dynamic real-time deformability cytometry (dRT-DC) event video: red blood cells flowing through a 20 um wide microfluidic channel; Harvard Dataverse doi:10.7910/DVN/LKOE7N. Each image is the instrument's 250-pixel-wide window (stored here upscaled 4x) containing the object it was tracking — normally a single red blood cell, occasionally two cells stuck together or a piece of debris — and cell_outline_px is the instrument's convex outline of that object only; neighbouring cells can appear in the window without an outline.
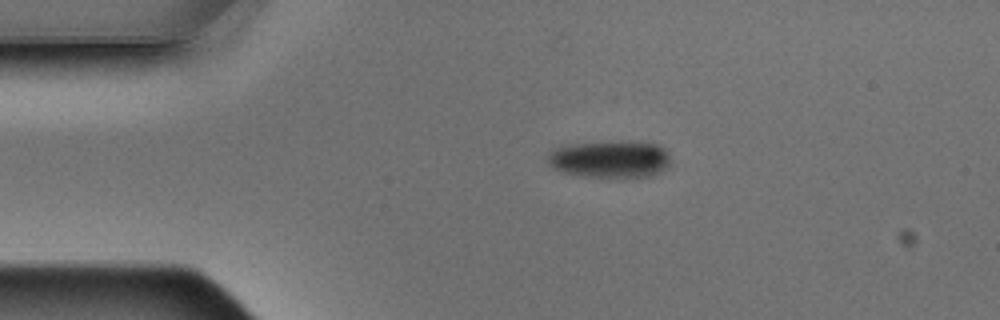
{"species": "Egyptian fruit bat (a non-hibernating species)", "species_latin": "Rousettus aegyptiacus", "temperature_condition": "warm", "stored_images_in_passage": 3, "camera_frame_rate_fps": 3000, "um_per_image_px": 0.085, "animal": {"sex": "male"}, "frame": {"image": 1, "passage_image": 1, "time_ms": 0.0, "image_size_px": [1000, 320], "cell_outline_px": [[668, 168], [652, 176], [584, 176], [564, 172], [548, 164], [548, 152], [564, 144], [620, 140], [640, 140], [660, 144], [668, 152]], "centroid_in_image_um": [51.89, 13.47], "position_along_channel_um": 33.1, "area_um2": 27.05}}
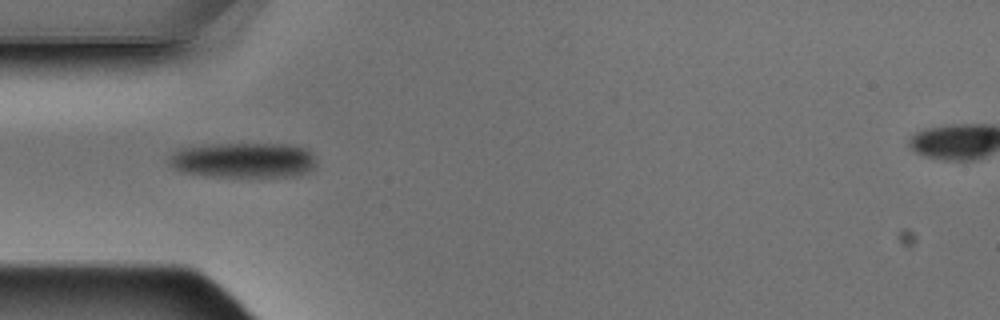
{"frame": {"image": 2, "passage_image": 2, "time_ms": 0.333, "image_size_px": [1000, 320], "cell_outline_px": [[316, 164], [312, 168], [304, 172], [292, 176], [204, 176], [180, 172], [172, 168], [168, 164], [168, 156], [172, 152], [180, 148], [204, 144], [292, 144], [308, 148], [312, 152], [316, 160]], "centroid_in_image_um": [20.63, 13.6], "position_along_channel_um": 64.4, "area_um2": 30.69}}
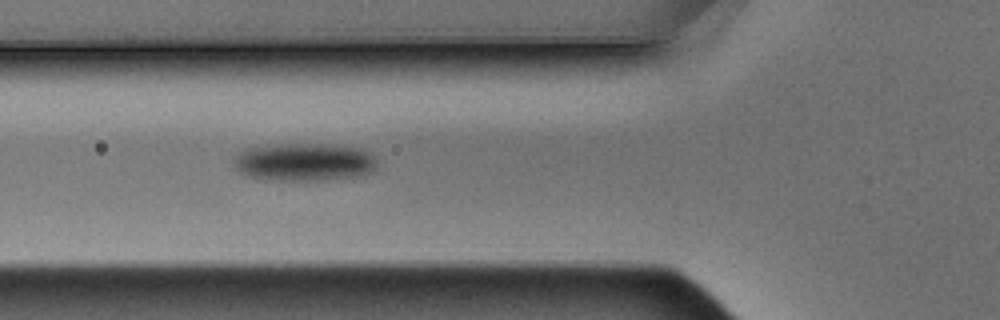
{"frame": {"image": 3, "passage_image": 3, "time_ms": 0.667, "image_size_px": [1000, 320], "cell_outline_px": [[376, 168], [372, 172], [360, 176], [320, 180], [264, 180], [244, 176], [232, 164], [232, 156], [244, 148], [276, 144], [340, 144], [364, 148], [372, 152], [376, 156]], "centroid_in_image_um": [25.85, 13.76], "position_along_channel_um": 99.9, "area_um2": 32.77}}